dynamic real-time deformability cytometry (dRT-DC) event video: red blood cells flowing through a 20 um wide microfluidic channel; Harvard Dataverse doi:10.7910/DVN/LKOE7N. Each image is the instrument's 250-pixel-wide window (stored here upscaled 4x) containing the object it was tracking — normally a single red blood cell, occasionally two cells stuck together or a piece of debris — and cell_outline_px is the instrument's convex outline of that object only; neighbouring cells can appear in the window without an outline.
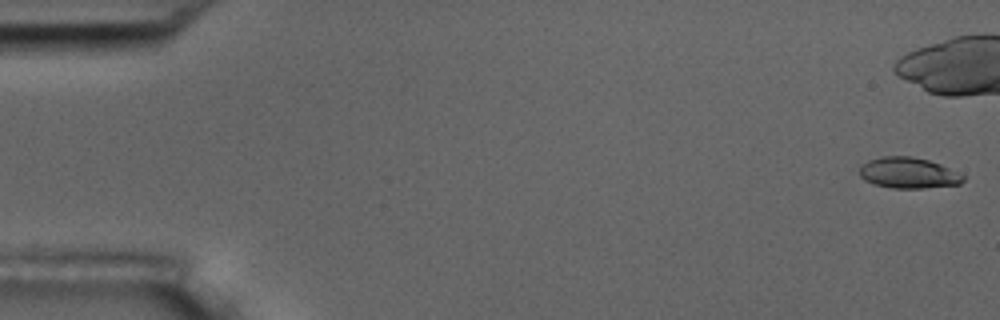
{"species": "common noctule bat (a hibernating species)", "species_latin": "Nyctalus noctula", "temperature_condition": "room temperature", "stored_images_in_passage": 16, "camera_frame_rate_fps": 3000, "um_per_image_px": 0.085, "animal": {"sex": "male", "body_mass_g": 17.5, "forearm_length_mm": 52.3}, "frame": {"image": 1, "passage_image": 1, "time_ms": 0.0, "image_size_px": [1000, 320], "cell_outline_px": [[964, 180], [960, 184], [920, 188], [892, 188], [872, 184], [864, 180], [860, 176], [860, 168], [868, 160], [880, 156], [912, 156], [928, 160], [940, 164], [964, 176]], "centroid_in_image_um": [77.18, 14.69], "position_along_channel_um": 7.8, "area_um2": 18.55}}